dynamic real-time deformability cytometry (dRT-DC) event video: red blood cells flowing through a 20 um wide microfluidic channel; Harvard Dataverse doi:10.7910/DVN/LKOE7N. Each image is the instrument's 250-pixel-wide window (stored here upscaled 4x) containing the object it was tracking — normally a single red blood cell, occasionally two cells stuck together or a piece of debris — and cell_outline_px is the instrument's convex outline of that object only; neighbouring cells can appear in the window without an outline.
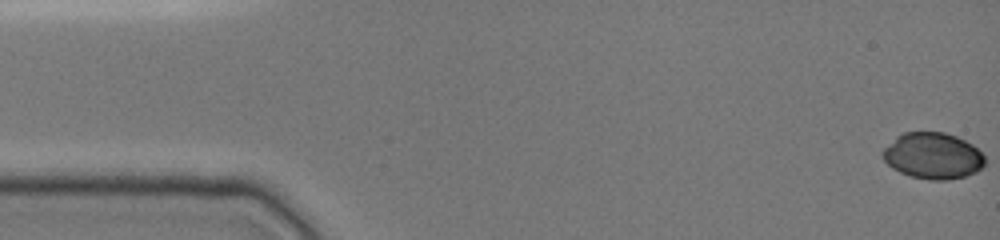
{"species": "common noctule bat (a hibernating species)", "species_latin": "Nyctalus noctula", "temperature_condition": "cold", "stored_images_in_passage": 49, "camera_frame_rate_fps": 3000, "um_per_image_px": 0.085, "animal": {"sex": "female", "body_mass_g": 19.0, "forearm_length_mm": 51.5}, "frame": {"image": 1, "passage_image": 1, "time_ms": 0.0, "image_size_px": [1000, 240], "cell_outline_px": [[984, 164], [980, 168], [964, 176], [940, 180], [932, 180], [912, 176], [900, 172], [888, 164], [884, 160], [884, 148], [904, 132], [944, 132], [956, 136], [972, 144], [984, 156]], "centroid_in_image_um": [79.3, 13.23], "position_along_channel_um": 5.7, "area_um2": 26.82}}
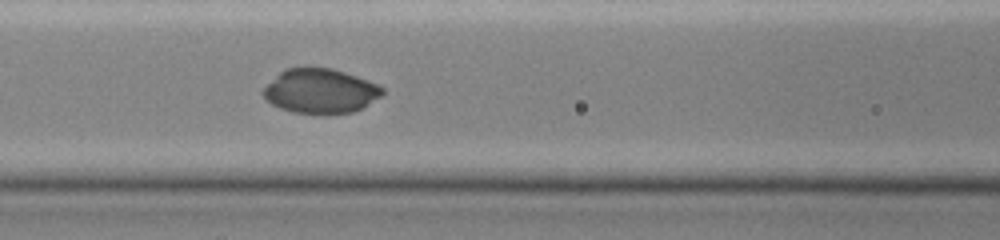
{"frame": {"image": 2, "passage_image": 21, "time_ms": 6.667, "image_size_px": [1000, 240], "cell_outline_px": [[384, 92], [380, 96], [360, 108], [352, 112], [292, 112], [280, 108], [264, 100], [260, 92], [284, 68], [332, 68], [368, 80], [384, 88]], "centroid_in_image_um": [27.18, 7.72], "position_along_channel_um": 139.4, "area_um2": 30.29}}
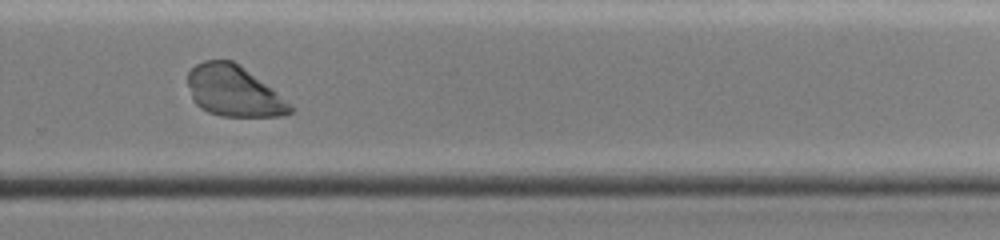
{"frame": {"image": 3, "passage_image": 34, "time_ms": 11.0, "image_size_px": [1000, 240], "cell_outline_px": [[296, 108], [292, 112], [284, 116], [220, 116], [208, 112], [200, 108], [192, 100], [188, 84], [188, 72], [196, 64], [204, 60], [232, 60], [276, 92], [292, 104]], "centroid_in_image_um": [19.86, 7.77], "position_along_channel_um": 309.9, "area_um2": 30.11}}